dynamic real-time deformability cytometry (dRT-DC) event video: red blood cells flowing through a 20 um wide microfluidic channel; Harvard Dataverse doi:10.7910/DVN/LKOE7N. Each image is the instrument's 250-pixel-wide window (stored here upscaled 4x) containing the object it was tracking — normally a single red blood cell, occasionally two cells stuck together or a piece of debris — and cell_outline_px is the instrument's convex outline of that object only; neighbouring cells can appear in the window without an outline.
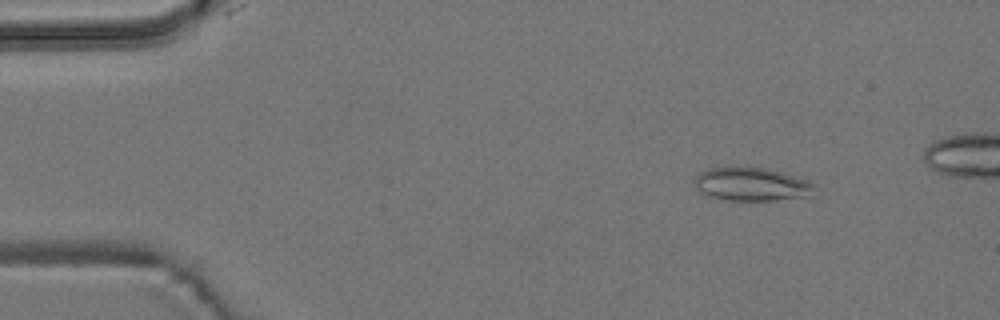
{"species": "common noctule bat (a hibernating species)", "species_latin": "Nyctalus noctula", "temperature_condition": "room temperature", "stored_images_in_passage": 5, "camera_frame_rate_fps": 3000, "um_per_image_px": 0.085, "animal": {"sex": "male", "body_mass_g": 19.2, "forearm_length_mm": 51.8}, "frame": {"image": 1, "passage_image": 2, "time_ms": 1.333, "image_size_px": [1000, 320], "cell_outline_px": [[812, 184], [804, 196], [772, 200], [728, 200], [712, 196], [704, 192], [696, 184], [696, 176], [700, 172], [708, 168], [768, 168], [796, 176], [808, 180]], "centroid_in_image_um": [63.85, 15.64], "position_along_channel_um": 21.2, "area_um2": 22.14}}